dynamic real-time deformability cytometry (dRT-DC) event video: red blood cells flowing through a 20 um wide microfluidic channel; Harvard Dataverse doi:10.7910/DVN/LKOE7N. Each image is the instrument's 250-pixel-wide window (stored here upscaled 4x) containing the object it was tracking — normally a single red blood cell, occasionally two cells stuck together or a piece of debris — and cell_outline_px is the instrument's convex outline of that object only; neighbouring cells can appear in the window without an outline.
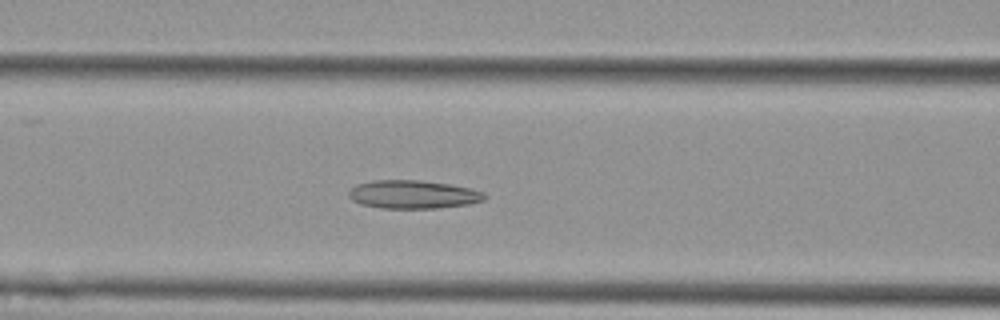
{"species": "Egyptian fruit bat (a non-hibernating species)", "species_latin": "Rousettus aegyptiacus", "temperature_condition": "cold", "stored_images_in_passage": 54, "camera_frame_rate_fps": 3000, "um_per_image_px": 0.085, "animal": {"sex": "female"}, "frame": {"image": 1, "passage_image": 22, "time_ms": 7.0, "image_size_px": [1000, 320], "cell_outline_px": [[488, 196], [484, 200], [468, 204], [440, 208], [380, 208], [360, 204], [352, 200], [348, 196], [348, 192], [356, 184], [372, 180], [420, 180], [448, 184], [468, 188], [484, 192]], "centroid_in_image_um": [35.09, 16.53], "position_along_channel_um": 131.5, "area_um2": 22.48}}
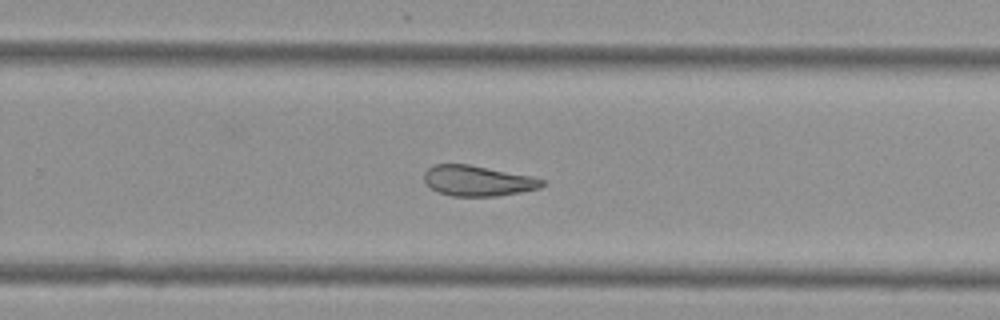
{"frame": {"image": 2, "passage_image": 35, "time_ms": 11.333, "image_size_px": [1000, 320], "cell_outline_px": [[544, 184], [540, 188], [520, 192], [496, 196], [452, 196], [436, 192], [424, 180], [424, 172], [428, 168], [436, 164], [468, 164], [532, 176], [544, 180]], "centroid_in_image_um": [40.6, 15.37], "position_along_channel_um": 289.2, "area_um2": 20.87}}
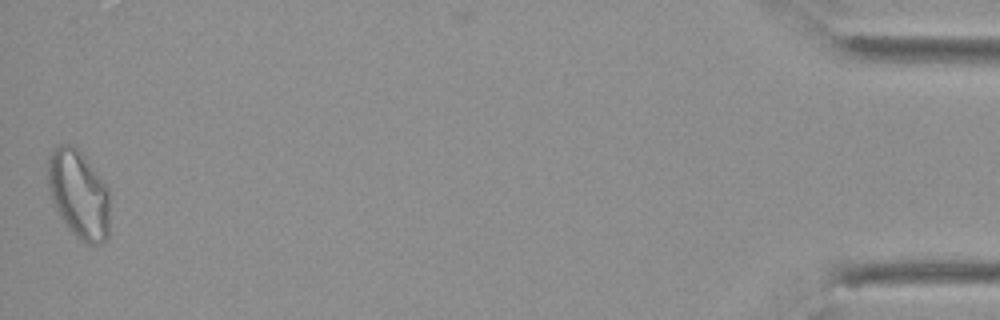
{"frame": {"image": 3, "passage_image": 54, "time_ms": 17.667, "image_size_px": [1000, 320], "cell_outline_px": [[108, 236], [100, 244], [84, 244], [72, 232], [60, 216], [52, 200], [48, 188], [48, 156], [60, 144], [72, 144], [76, 148], [108, 188]], "centroid_in_image_um": [6.67, 16.54], "position_along_channel_um": 428.5, "area_um2": 31.21}, "authors_computed_cell_mechanics": {"area_um2": 24.7095, "velocity_mm_per_s": 3.6568, "shape_relaxation_time_tau1_ms": null, "shape_relaxation_time_tau2_ms": 2.9369, "deformation_change_tau1": null, "deformation_change_tau2": 0.0962}}